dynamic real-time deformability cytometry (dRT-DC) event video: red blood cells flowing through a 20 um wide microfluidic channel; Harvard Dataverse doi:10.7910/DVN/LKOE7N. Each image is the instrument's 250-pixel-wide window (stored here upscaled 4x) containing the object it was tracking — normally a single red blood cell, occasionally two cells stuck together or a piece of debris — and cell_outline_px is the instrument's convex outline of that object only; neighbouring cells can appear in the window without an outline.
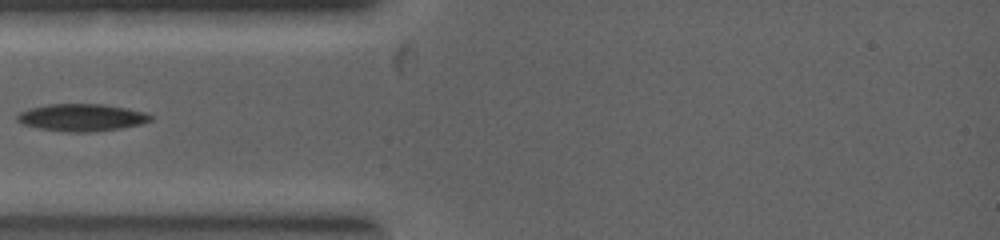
{"species": "common noctule bat (a hibernating species)", "species_latin": "Nyctalus noctula", "temperature_condition": "warm", "stored_images_in_passage": 9, "camera_frame_rate_fps": 5000, "um_per_image_px": 0.085, "animal": {"sex": "female", "body_mass_g": 19.0, "forearm_length_mm": 53.3}, "frame": {"image": 1, "passage_image": 3, "time_ms": 1.0, "image_size_px": [1000, 240], "cell_outline_px": [[152, 120], [140, 124], [120, 128], [88, 132], [68, 132], [40, 128], [24, 124], [16, 120], [16, 116], [20, 112], [32, 108], [48, 104], [100, 104], [124, 108], [144, 112], [152, 116]], "centroid_in_image_um": [6.93, 9.99], "position_along_channel_um": 78.1, "area_um2": 20.81}}